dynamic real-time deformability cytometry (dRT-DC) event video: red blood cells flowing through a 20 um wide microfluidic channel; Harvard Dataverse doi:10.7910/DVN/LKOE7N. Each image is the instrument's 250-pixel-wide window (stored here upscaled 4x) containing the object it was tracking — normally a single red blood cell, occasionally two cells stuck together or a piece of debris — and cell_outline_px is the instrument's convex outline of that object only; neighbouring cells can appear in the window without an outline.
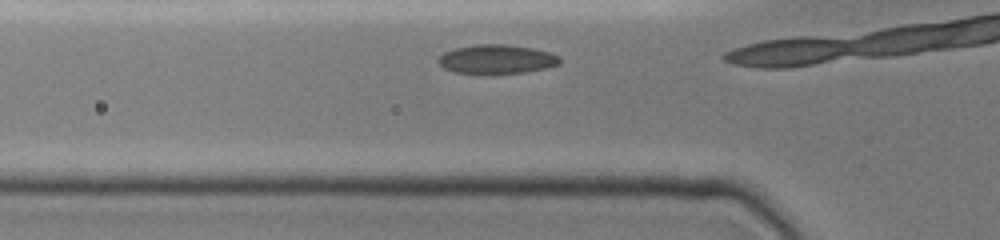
{"species": "common noctule bat (a hibernating species)", "species_latin": "Nyctalus noctula", "temperature_condition": "cold", "stored_images_in_passage": 4, "camera_frame_rate_fps": 3000, "um_per_image_px": 0.085, "animal": {"sex": "female", "body_mass_g": 19.0, "forearm_length_mm": 51.5}, "frame": {"image": 1, "passage_image": 2, "time_ms": 0.333, "image_size_px": [1000, 240], "cell_outline_px": [[560, 64], [544, 68], [524, 72], [452, 72], [444, 68], [436, 60], [444, 52], [456, 48], [476, 44], [508, 44], [532, 48], [548, 52], [560, 56]], "centroid_in_image_um": [42.21, 5.0], "position_along_channel_um": 83.6, "area_um2": 20.11}}